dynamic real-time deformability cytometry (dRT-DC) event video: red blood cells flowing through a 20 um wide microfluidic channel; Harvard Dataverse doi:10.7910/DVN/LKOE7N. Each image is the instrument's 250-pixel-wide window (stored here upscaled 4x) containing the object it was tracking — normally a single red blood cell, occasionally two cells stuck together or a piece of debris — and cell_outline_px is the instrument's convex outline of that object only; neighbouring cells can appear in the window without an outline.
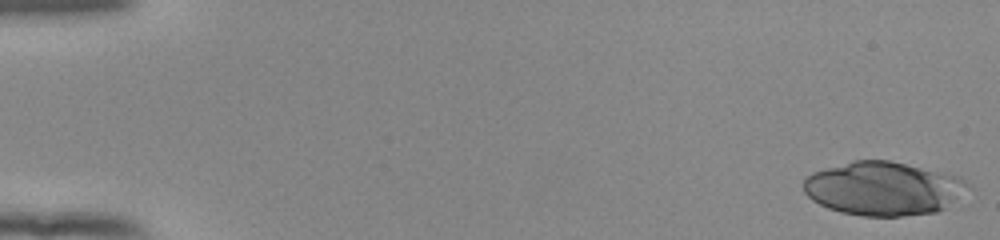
{"species": "human", "species_latin": "Homo sapiens", "temperature_condition": "room temperature", "stored_images_in_passage": 42, "camera_frame_rate_fps": 3000, "um_per_image_px": 0.085, "donor": {"sex": "female"}, "frame": {"image": 1, "passage_image": 1, "time_ms": 0.0, "image_size_px": [1000, 240], "cell_outline_px": [[972, 188], [944, 208], [936, 212], [900, 216], [860, 216], [840, 212], [828, 208], [812, 200], [804, 192], [804, 180], [812, 172], [852, 160], [888, 160], [960, 176]], "centroid_in_image_um": [75.08, 16.02], "position_along_channel_um": 9.9, "area_um2": 51.38}}
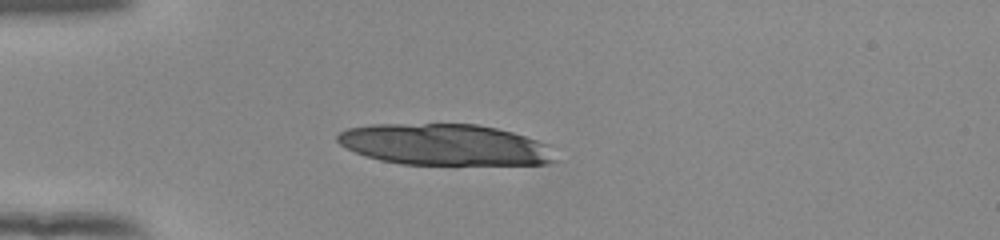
{"frame": {"image": 2, "passage_image": 15, "time_ms": 4.667, "image_size_px": [1000, 240], "cell_outline_px": [[556, 160], [548, 164], [400, 164], [380, 160], [344, 148], [336, 140], [336, 136], [340, 132], [348, 128], [372, 124], [476, 124], [496, 128], [512, 132], [548, 144]], "centroid_in_image_um": [37.77, 12.29], "position_along_channel_um": 47.2, "area_um2": 52.19}}